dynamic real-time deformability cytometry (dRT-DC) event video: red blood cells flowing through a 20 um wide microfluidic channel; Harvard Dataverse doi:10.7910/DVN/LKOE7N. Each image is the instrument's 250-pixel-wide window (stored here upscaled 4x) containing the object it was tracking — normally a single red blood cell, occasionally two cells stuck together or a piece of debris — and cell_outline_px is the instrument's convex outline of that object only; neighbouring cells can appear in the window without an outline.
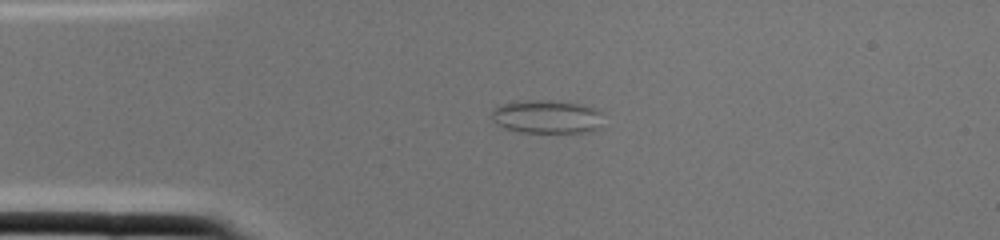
{"species": "common noctule bat (a hibernating species)", "species_latin": "Nyctalus noctula", "temperature_condition": "cold", "stored_images_in_passage": 1, "camera_frame_rate_fps": 3000, "um_per_image_px": 0.085, "animal": {"sex": "female", "body_mass_g": 22.0, "forearm_length_mm": 56.7}, "frame": {"image": 1, "passage_image": 1, "time_ms": 0.0, "image_size_px": [1000, 240], "cell_outline_px": [[600, 128], [588, 132], [520, 132], [504, 128], [496, 124], [492, 120], [492, 112], [500, 104], [524, 100], [548, 100], [580, 104], [592, 108], [600, 112]], "centroid_in_image_um": [46.44, 9.93], "position_along_channel_um": 38.6, "area_um2": 21.56}}